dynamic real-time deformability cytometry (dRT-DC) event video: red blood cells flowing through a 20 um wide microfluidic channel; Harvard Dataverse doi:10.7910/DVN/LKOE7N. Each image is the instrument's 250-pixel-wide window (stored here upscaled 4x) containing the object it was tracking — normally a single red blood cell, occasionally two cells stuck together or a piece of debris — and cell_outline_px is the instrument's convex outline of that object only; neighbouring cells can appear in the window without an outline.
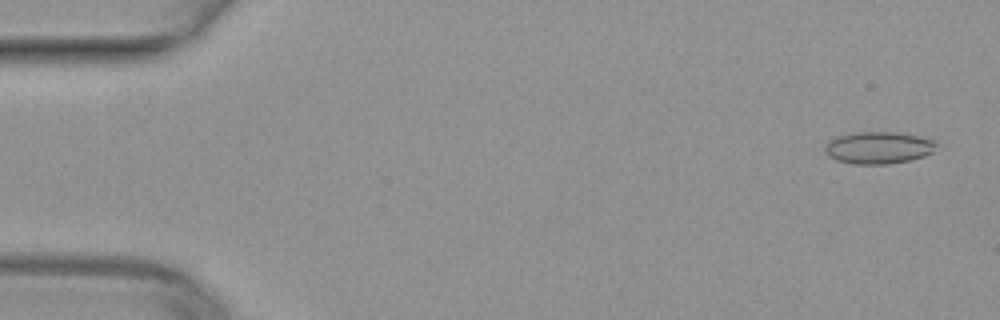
{"species": "common noctule bat (a hibernating species)", "species_latin": "Nyctalus noctula", "temperature_condition": "warm", "stored_images_in_passage": 14, "camera_frame_rate_fps": 3000, "um_per_image_px": 0.085, "animal": {"sex": "female", "body_mass_g": 29.2, "forearm_length_mm": 56.3}, "frame": {"image": 1, "passage_image": 3, "time_ms": 0.667, "image_size_px": [1000, 320], "cell_outline_px": [[936, 144], [932, 152], [924, 156], [908, 160], [888, 164], [852, 164], [836, 160], [828, 156], [824, 148], [836, 136], [852, 132], [896, 132], [936, 140]], "centroid_in_image_um": [74.65, 12.55], "position_along_channel_um": 10.3, "area_um2": 20.69}}